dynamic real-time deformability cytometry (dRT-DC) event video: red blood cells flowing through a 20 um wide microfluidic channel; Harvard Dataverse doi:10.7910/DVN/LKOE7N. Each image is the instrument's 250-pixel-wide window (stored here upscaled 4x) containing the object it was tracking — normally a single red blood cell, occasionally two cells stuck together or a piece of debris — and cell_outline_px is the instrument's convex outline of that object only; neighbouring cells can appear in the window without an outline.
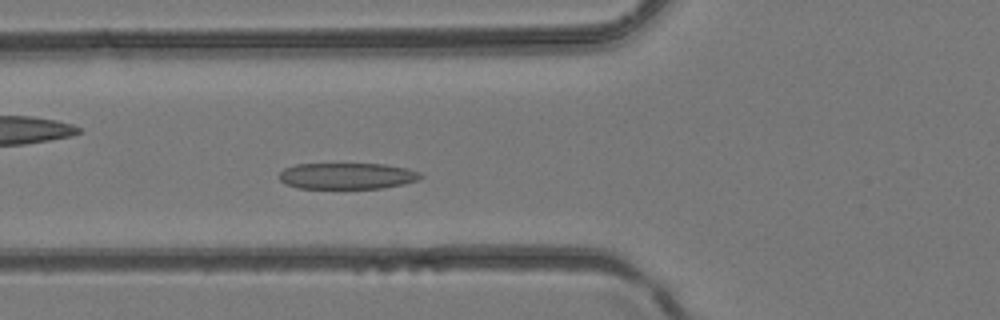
{"species": "common noctule bat (a hibernating species)", "species_latin": "Nyctalus noctula", "temperature_condition": "room temperature", "stored_images_in_passage": 37, "camera_frame_rate_fps": 3000, "um_per_image_px": 0.085, "animal": {"sex": "female", "body_mass_g": 24.6, "forearm_length_mm": 56.2}, "frame": {"image": 1, "passage_image": 10, "time_ms": 3.0, "image_size_px": [1000, 320], "cell_outline_px": [[424, 176], [420, 180], [404, 184], [384, 188], [296, 188], [284, 184], [276, 176], [284, 168], [296, 164], [384, 164], [408, 168], [420, 172]], "centroid_in_image_um": [29.51, 14.96], "position_along_channel_um": 96.3, "area_um2": 21.96}}
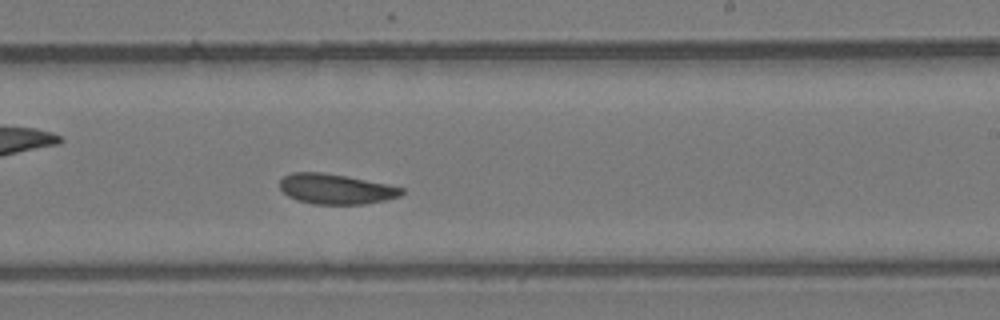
{"frame": {"image": 2, "passage_image": 20, "time_ms": 6.333, "image_size_px": [1000, 320], "cell_outline_px": [[404, 192], [400, 196], [384, 200], [364, 204], [312, 204], [296, 200], [288, 196], [280, 188], [280, 180], [284, 176], [292, 172], [324, 172], [404, 188]], "centroid_in_image_um": [28.5, 16.07], "position_along_channel_um": 260.5, "area_um2": 21.21}}
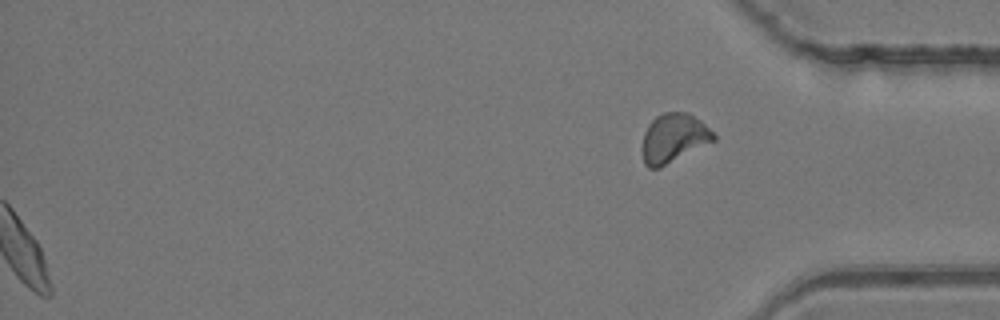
{"frame": {"image": 3, "passage_image": 37, "time_ms": 12.0, "image_size_px": [1000, 320], "cell_outline_px": [[716, 140], [660, 168], [648, 168], [644, 164], [640, 152], [640, 148], [644, 132], [648, 124], [656, 116], [664, 112], [688, 112], [700, 120], [716, 136]], "centroid_in_image_um": [57.21, 11.76], "position_along_channel_um": 378.0, "area_um2": 20.69}}